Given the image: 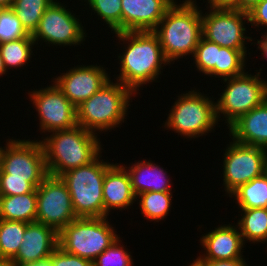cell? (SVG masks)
<instances>
[{
  "label": "cell",
  "instance_id": "6da1fadb",
  "mask_svg": "<svg viewBox=\"0 0 267 266\" xmlns=\"http://www.w3.org/2000/svg\"><path fill=\"white\" fill-rule=\"evenodd\" d=\"M120 41L127 43L120 61L117 81L130 88L135 94L138 88L157 80L161 67L169 64L157 35L153 31H132L115 33ZM128 41V42H127ZM130 42V43H129ZM162 64H164L162 66Z\"/></svg>",
  "mask_w": 267,
  "mask_h": 266
},
{
  "label": "cell",
  "instance_id": "7a4b0ae2",
  "mask_svg": "<svg viewBox=\"0 0 267 266\" xmlns=\"http://www.w3.org/2000/svg\"><path fill=\"white\" fill-rule=\"evenodd\" d=\"M196 0L175 1L153 30L159 39L166 59L172 63L192 55L202 37V15Z\"/></svg>",
  "mask_w": 267,
  "mask_h": 266
},
{
  "label": "cell",
  "instance_id": "3957f363",
  "mask_svg": "<svg viewBox=\"0 0 267 266\" xmlns=\"http://www.w3.org/2000/svg\"><path fill=\"white\" fill-rule=\"evenodd\" d=\"M98 135L76 125L52 132L41 141L47 172L60 177L63 173L90 164L101 153Z\"/></svg>",
  "mask_w": 267,
  "mask_h": 266
},
{
  "label": "cell",
  "instance_id": "277c9868",
  "mask_svg": "<svg viewBox=\"0 0 267 266\" xmlns=\"http://www.w3.org/2000/svg\"><path fill=\"white\" fill-rule=\"evenodd\" d=\"M133 94L136 95L130 88L110 79L98 92L76 107L77 125L94 134H97L95 131L99 133L118 127L127 116Z\"/></svg>",
  "mask_w": 267,
  "mask_h": 266
},
{
  "label": "cell",
  "instance_id": "5b68a950",
  "mask_svg": "<svg viewBox=\"0 0 267 266\" xmlns=\"http://www.w3.org/2000/svg\"><path fill=\"white\" fill-rule=\"evenodd\" d=\"M63 173L77 218L104 217L103 182L106 170L112 165L100 159Z\"/></svg>",
  "mask_w": 267,
  "mask_h": 266
},
{
  "label": "cell",
  "instance_id": "8992f818",
  "mask_svg": "<svg viewBox=\"0 0 267 266\" xmlns=\"http://www.w3.org/2000/svg\"><path fill=\"white\" fill-rule=\"evenodd\" d=\"M107 219L76 218L58 233V246L67 253L93 262L119 236Z\"/></svg>",
  "mask_w": 267,
  "mask_h": 266
},
{
  "label": "cell",
  "instance_id": "52a82bcc",
  "mask_svg": "<svg viewBox=\"0 0 267 266\" xmlns=\"http://www.w3.org/2000/svg\"><path fill=\"white\" fill-rule=\"evenodd\" d=\"M173 104L165 126L185 138H197L214 130L218 123L216 102L200 91L182 93Z\"/></svg>",
  "mask_w": 267,
  "mask_h": 266
},
{
  "label": "cell",
  "instance_id": "ba28073f",
  "mask_svg": "<svg viewBox=\"0 0 267 266\" xmlns=\"http://www.w3.org/2000/svg\"><path fill=\"white\" fill-rule=\"evenodd\" d=\"M261 70L255 75L245 71L241 75L223 79L227 84L216 101V116L220 121L221 113L226 118L228 128L267 99V81L260 78Z\"/></svg>",
  "mask_w": 267,
  "mask_h": 266
},
{
  "label": "cell",
  "instance_id": "9c48e42d",
  "mask_svg": "<svg viewBox=\"0 0 267 266\" xmlns=\"http://www.w3.org/2000/svg\"><path fill=\"white\" fill-rule=\"evenodd\" d=\"M6 143L0 148V174L25 179L37 188L48 175L41 140L9 139Z\"/></svg>",
  "mask_w": 267,
  "mask_h": 266
},
{
  "label": "cell",
  "instance_id": "30bf717a",
  "mask_svg": "<svg viewBox=\"0 0 267 266\" xmlns=\"http://www.w3.org/2000/svg\"><path fill=\"white\" fill-rule=\"evenodd\" d=\"M232 140L225 150L222 165L223 185L229 197L241 185L267 172V149Z\"/></svg>",
  "mask_w": 267,
  "mask_h": 266
},
{
  "label": "cell",
  "instance_id": "8fae6325",
  "mask_svg": "<svg viewBox=\"0 0 267 266\" xmlns=\"http://www.w3.org/2000/svg\"><path fill=\"white\" fill-rule=\"evenodd\" d=\"M36 193L35 222L50 226L59 233L77 218L67 185L60 177L48 174L36 188Z\"/></svg>",
  "mask_w": 267,
  "mask_h": 266
},
{
  "label": "cell",
  "instance_id": "7c38bea8",
  "mask_svg": "<svg viewBox=\"0 0 267 266\" xmlns=\"http://www.w3.org/2000/svg\"><path fill=\"white\" fill-rule=\"evenodd\" d=\"M79 18L66 9L57 0L45 10L36 30L31 34L34 42L44 41L46 44L59 46L80 45L85 41L87 33L83 30Z\"/></svg>",
  "mask_w": 267,
  "mask_h": 266
},
{
  "label": "cell",
  "instance_id": "4fadbf2b",
  "mask_svg": "<svg viewBox=\"0 0 267 266\" xmlns=\"http://www.w3.org/2000/svg\"><path fill=\"white\" fill-rule=\"evenodd\" d=\"M209 11L204 15L201 10L202 36L220 47L246 50L245 40L253 41L245 36L243 25L246 20L249 22L248 13L227 8H210Z\"/></svg>",
  "mask_w": 267,
  "mask_h": 266
},
{
  "label": "cell",
  "instance_id": "5bb4252c",
  "mask_svg": "<svg viewBox=\"0 0 267 266\" xmlns=\"http://www.w3.org/2000/svg\"><path fill=\"white\" fill-rule=\"evenodd\" d=\"M29 93L31 102L38 112L42 133L70 129L77 125L76 107L55 83Z\"/></svg>",
  "mask_w": 267,
  "mask_h": 266
},
{
  "label": "cell",
  "instance_id": "9a60e30c",
  "mask_svg": "<svg viewBox=\"0 0 267 266\" xmlns=\"http://www.w3.org/2000/svg\"><path fill=\"white\" fill-rule=\"evenodd\" d=\"M107 71L94 65H79L54 78L53 81L68 100L78 107L110 80Z\"/></svg>",
  "mask_w": 267,
  "mask_h": 266
},
{
  "label": "cell",
  "instance_id": "2e32d148",
  "mask_svg": "<svg viewBox=\"0 0 267 266\" xmlns=\"http://www.w3.org/2000/svg\"><path fill=\"white\" fill-rule=\"evenodd\" d=\"M58 247V232L38 222L27 223L17 255L12 259L15 266L45 260Z\"/></svg>",
  "mask_w": 267,
  "mask_h": 266
},
{
  "label": "cell",
  "instance_id": "e0dca14e",
  "mask_svg": "<svg viewBox=\"0 0 267 266\" xmlns=\"http://www.w3.org/2000/svg\"><path fill=\"white\" fill-rule=\"evenodd\" d=\"M176 0H121L122 32L153 31Z\"/></svg>",
  "mask_w": 267,
  "mask_h": 266
},
{
  "label": "cell",
  "instance_id": "ac0fdd59",
  "mask_svg": "<svg viewBox=\"0 0 267 266\" xmlns=\"http://www.w3.org/2000/svg\"><path fill=\"white\" fill-rule=\"evenodd\" d=\"M238 226L221 225L211 232L203 235L201 246L206 250V255L199 256L198 260H233L243 259L242 248L244 242Z\"/></svg>",
  "mask_w": 267,
  "mask_h": 266
},
{
  "label": "cell",
  "instance_id": "d6986e66",
  "mask_svg": "<svg viewBox=\"0 0 267 266\" xmlns=\"http://www.w3.org/2000/svg\"><path fill=\"white\" fill-rule=\"evenodd\" d=\"M104 217L110 210L127 209L136 201L131 179L124 165L113 163L107 170L103 182Z\"/></svg>",
  "mask_w": 267,
  "mask_h": 266
},
{
  "label": "cell",
  "instance_id": "ffe728a7",
  "mask_svg": "<svg viewBox=\"0 0 267 266\" xmlns=\"http://www.w3.org/2000/svg\"><path fill=\"white\" fill-rule=\"evenodd\" d=\"M236 142L267 149V99L242 115L229 128Z\"/></svg>",
  "mask_w": 267,
  "mask_h": 266
},
{
  "label": "cell",
  "instance_id": "44dd1931",
  "mask_svg": "<svg viewBox=\"0 0 267 266\" xmlns=\"http://www.w3.org/2000/svg\"><path fill=\"white\" fill-rule=\"evenodd\" d=\"M131 179L134 194L137 196L147 191L171 192V182L167 171L151 162V160L138 161L126 167ZM128 168V169H127Z\"/></svg>",
  "mask_w": 267,
  "mask_h": 266
},
{
  "label": "cell",
  "instance_id": "7402d4cb",
  "mask_svg": "<svg viewBox=\"0 0 267 266\" xmlns=\"http://www.w3.org/2000/svg\"><path fill=\"white\" fill-rule=\"evenodd\" d=\"M36 204V188L22 195L0 196V219L25 223L35 222Z\"/></svg>",
  "mask_w": 267,
  "mask_h": 266
},
{
  "label": "cell",
  "instance_id": "603a6c76",
  "mask_svg": "<svg viewBox=\"0 0 267 266\" xmlns=\"http://www.w3.org/2000/svg\"><path fill=\"white\" fill-rule=\"evenodd\" d=\"M237 226L245 244L267 241V208L241 209ZM245 239V240H244Z\"/></svg>",
  "mask_w": 267,
  "mask_h": 266
},
{
  "label": "cell",
  "instance_id": "cb8c5ba5",
  "mask_svg": "<svg viewBox=\"0 0 267 266\" xmlns=\"http://www.w3.org/2000/svg\"><path fill=\"white\" fill-rule=\"evenodd\" d=\"M233 196L240 209L267 208V172L241 185Z\"/></svg>",
  "mask_w": 267,
  "mask_h": 266
},
{
  "label": "cell",
  "instance_id": "d4e9b609",
  "mask_svg": "<svg viewBox=\"0 0 267 266\" xmlns=\"http://www.w3.org/2000/svg\"><path fill=\"white\" fill-rule=\"evenodd\" d=\"M172 192L147 191L136 196L140 198L141 214L147 220L159 222L164 220L171 208Z\"/></svg>",
  "mask_w": 267,
  "mask_h": 266
},
{
  "label": "cell",
  "instance_id": "484cf974",
  "mask_svg": "<svg viewBox=\"0 0 267 266\" xmlns=\"http://www.w3.org/2000/svg\"><path fill=\"white\" fill-rule=\"evenodd\" d=\"M27 223L0 219V258L12 260L18 253Z\"/></svg>",
  "mask_w": 267,
  "mask_h": 266
},
{
  "label": "cell",
  "instance_id": "4316f807",
  "mask_svg": "<svg viewBox=\"0 0 267 266\" xmlns=\"http://www.w3.org/2000/svg\"><path fill=\"white\" fill-rule=\"evenodd\" d=\"M54 0H14L11 9L15 12L25 30L32 34L45 10Z\"/></svg>",
  "mask_w": 267,
  "mask_h": 266
},
{
  "label": "cell",
  "instance_id": "83f0119b",
  "mask_svg": "<svg viewBox=\"0 0 267 266\" xmlns=\"http://www.w3.org/2000/svg\"><path fill=\"white\" fill-rule=\"evenodd\" d=\"M36 43L32 37L20 38L0 44V51L6 70L12 67H22L27 61L31 60L33 55L32 47Z\"/></svg>",
  "mask_w": 267,
  "mask_h": 266
},
{
  "label": "cell",
  "instance_id": "f1b7e54d",
  "mask_svg": "<svg viewBox=\"0 0 267 266\" xmlns=\"http://www.w3.org/2000/svg\"><path fill=\"white\" fill-rule=\"evenodd\" d=\"M247 50L220 47L219 66H215V77H235L245 72Z\"/></svg>",
  "mask_w": 267,
  "mask_h": 266
},
{
  "label": "cell",
  "instance_id": "f546056e",
  "mask_svg": "<svg viewBox=\"0 0 267 266\" xmlns=\"http://www.w3.org/2000/svg\"><path fill=\"white\" fill-rule=\"evenodd\" d=\"M194 63L200 73L215 76V66H219L220 46L201 37L193 54Z\"/></svg>",
  "mask_w": 267,
  "mask_h": 266
},
{
  "label": "cell",
  "instance_id": "4dcf8cb0",
  "mask_svg": "<svg viewBox=\"0 0 267 266\" xmlns=\"http://www.w3.org/2000/svg\"><path fill=\"white\" fill-rule=\"evenodd\" d=\"M87 5L91 7L97 16L108 24L113 33L122 32V6L121 0H87Z\"/></svg>",
  "mask_w": 267,
  "mask_h": 266
},
{
  "label": "cell",
  "instance_id": "1f68e13d",
  "mask_svg": "<svg viewBox=\"0 0 267 266\" xmlns=\"http://www.w3.org/2000/svg\"><path fill=\"white\" fill-rule=\"evenodd\" d=\"M32 37L22 26L11 8H3L0 12V44L20 38Z\"/></svg>",
  "mask_w": 267,
  "mask_h": 266
},
{
  "label": "cell",
  "instance_id": "d6a6232c",
  "mask_svg": "<svg viewBox=\"0 0 267 266\" xmlns=\"http://www.w3.org/2000/svg\"><path fill=\"white\" fill-rule=\"evenodd\" d=\"M122 242L118 237L104 252L95 258L93 266H132L133 259L120 244Z\"/></svg>",
  "mask_w": 267,
  "mask_h": 266
},
{
  "label": "cell",
  "instance_id": "836d02e7",
  "mask_svg": "<svg viewBox=\"0 0 267 266\" xmlns=\"http://www.w3.org/2000/svg\"><path fill=\"white\" fill-rule=\"evenodd\" d=\"M34 189L25 179L9 178V174H0V196L22 195Z\"/></svg>",
  "mask_w": 267,
  "mask_h": 266
},
{
  "label": "cell",
  "instance_id": "e575fe53",
  "mask_svg": "<svg viewBox=\"0 0 267 266\" xmlns=\"http://www.w3.org/2000/svg\"><path fill=\"white\" fill-rule=\"evenodd\" d=\"M52 266H93V262L65 252L59 246L51 254Z\"/></svg>",
  "mask_w": 267,
  "mask_h": 266
},
{
  "label": "cell",
  "instance_id": "d590c367",
  "mask_svg": "<svg viewBox=\"0 0 267 266\" xmlns=\"http://www.w3.org/2000/svg\"><path fill=\"white\" fill-rule=\"evenodd\" d=\"M247 13L249 17V23L252 26L267 27V0H260V2Z\"/></svg>",
  "mask_w": 267,
  "mask_h": 266
},
{
  "label": "cell",
  "instance_id": "8d00e7d4",
  "mask_svg": "<svg viewBox=\"0 0 267 266\" xmlns=\"http://www.w3.org/2000/svg\"><path fill=\"white\" fill-rule=\"evenodd\" d=\"M245 259L233 260H199L203 266H248Z\"/></svg>",
  "mask_w": 267,
  "mask_h": 266
},
{
  "label": "cell",
  "instance_id": "74e56055",
  "mask_svg": "<svg viewBox=\"0 0 267 266\" xmlns=\"http://www.w3.org/2000/svg\"><path fill=\"white\" fill-rule=\"evenodd\" d=\"M210 7L207 8H227L237 9L238 0H207Z\"/></svg>",
  "mask_w": 267,
  "mask_h": 266
},
{
  "label": "cell",
  "instance_id": "f35d334b",
  "mask_svg": "<svg viewBox=\"0 0 267 266\" xmlns=\"http://www.w3.org/2000/svg\"><path fill=\"white\" fill-rule=\"evenodd\" d=\"M259 2L260 0H238L237 10L248 12Z\"/></svg>",
  "mask_w": 267,
  "mask_h": 266
},
{
  "label": "cell",
  "instance_id": "ab89813d",
  "mask_svg": "<svg viewBox=\"0 0 267 266\" xmlns=\"http://www.w3.org/2000/svg\"><path fill=\"white\" fill-rule=\"evenodd\" d=\"M260 39L261 40H258L257 43L254 44L259 45L258 49H260L263 57H266L265 59H267V32L265 33V35L263 34Z\"/></svg>",
  "mask_w": 267,
  "mask_h": 266
},
{
  "label": "cell",
  "instance_id": "60d3db41",
  "mask_svg": "<svg viewBox=\"0 0 267 266\" xmlns=\"http://www.w3.org/2000/svg\"><path fill=\"white\" fill-rule=\"evenodd\" d=\"M18 266H52V263H51V258L49 257L45 260H41L36 263L24 264V265H18Z\"/></svg>",
  "mask_w": 267,
  "mask_h": 266
},
{
  "label": "cell",
  "instance_id": "b9f144b4",
  "mask_svg": "<svg viewBox=\"0 0 267 266\" xmlns=\"http://www.w3.org/2000/svg\"><path fill=\"white\" fill-rule=\"evenodd\" d=\"M6 72H8V70H6V67L4 65V61L2 59V54H1V51H0V76L3 75V74H7Z\"/></svg>",
  "mask_w": 267,
  "mask_h": 266
},
{
  "label": "cell",
  "instance_id": "7bdbcfd3",
  "mask_svg": "<svg viewBox=\"0 0 267 266\" xmlns=\"http://www.w3.org/2000/svg\"><path fill=\"white\" fill-rule=\"evenodd\" d=\"M0 266H15V264L10 259L0 258Z\"/></svg>",
  "mask_w": 267,
  "mask_h": 266
},
{
  "label": "cell",
  "instance_id": "ee69618b",
  "mask_svg": "<svg viewBox=\"0 0 267 266\" xmlns=\"http://www.w3.org/2000/svg\"><path fill=\"white\" fill-rule=\"evenodd\" d=\"M14 0H0V5L4 8H11Z\"/></svg>",
  "mask_w": 267,
  "mask_h": 266
},
{
  "label": "cell",
  "instance_id": "f6af8a7d",
  "mask_svg": "<svg viewBox=\"0 0 267 266\" xmlns=\"http://www.w3.org/2000/svg\"><path fill=\"white\" fill-rule=\"evenodd\" d=\"M194 262H192L189 266H203L202 263L196 259V260H193Z\"/></svg>",
  "mask_w": 267,
  "mask_h": 266
},
{
  "label": "cell",
  "instance_id": "bcb514c9",
  "mask_svg": "<svg viewBox=\"0 0 267 266\" xmlns=\"http://www.w3.org/2000/svg\"><path fill=\"white\" fill-rule=\"evenodd\" d=\"M3 8H4V7H2V6L0 5V12L3 10Z\"/></svg>",
  "mask_w": 267,
  "mask_h": 266
}]
</instances>
